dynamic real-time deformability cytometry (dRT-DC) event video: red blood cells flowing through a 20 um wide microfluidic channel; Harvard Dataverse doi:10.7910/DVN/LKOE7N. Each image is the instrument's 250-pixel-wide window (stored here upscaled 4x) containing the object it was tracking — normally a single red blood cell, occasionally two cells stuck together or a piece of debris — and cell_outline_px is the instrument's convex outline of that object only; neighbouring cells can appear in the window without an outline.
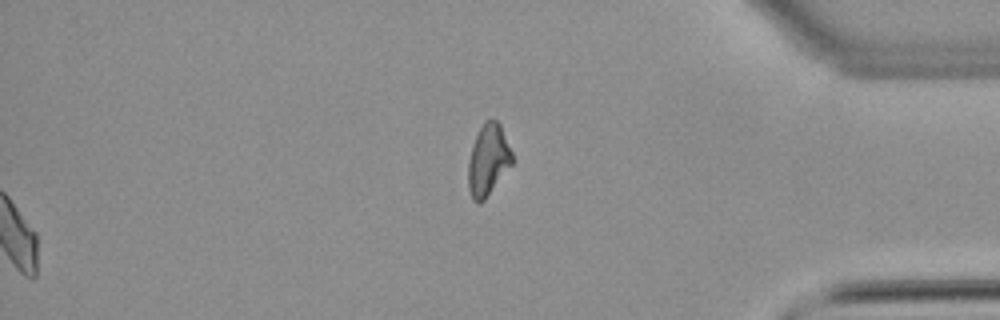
{"species": "common noctule bat (a hibernating species)", "species_latin": "Nyctalus noctula", "temperature_condition": "warm", "stored_images_in_passage": 55, "segment_of_instrument_passage": [2, 2], "camera_frame_rate_fps": 3000, "um_per_image_px": 0.085, "animal": {"sex": "male", "body_mass_g": 21.5, "forearm_length_mm": 52.0}, "frame": {"image": 1, "passage_image": 55, "time_ms": 18.0, "image_size_px": [1000, 320], "cell_outline_px": [[512, 164], [484, 200], [480, 204], [476, 204], [472, 200], [468, 188], [468, 160], [472, 144], [484, 120], [496, 120], [500, 124], [512, 152]], "centroid_in_image_um": [41.46, 13.62], "position_along_channel_um": 393.7, "area_um2": 18.26}}